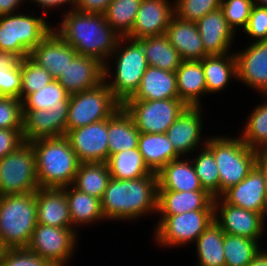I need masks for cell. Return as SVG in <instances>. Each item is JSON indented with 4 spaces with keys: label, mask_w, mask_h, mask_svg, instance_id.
Returning <instances> with one entry per match:
<instances>
[{
    "label": "cell",
    "mask_w": 267,
    "mask_h": 266,
    "mask_svg": "<svg viewBox=\"0 0 267 266\" xmlns=\"http://www.w3.org/2000/svg\"><path fill=\"white\" fill-rule=\"evenodd\" d=\"M193 154H196V156H193L190 159L201 186L214 198L219 197L220 177L213 153L204 146L203 148L196 150Z\"/></svg>",
    "instance_id": "obj_40"
},
{
    "label": "cell",
    "mask_w": 267,
    "mask_h": 266,
    "mask_svg": "<svg viewBox=\"0 0 267 266\" xmlns=\"http://www.w3.org/2000/svg\"><path fill=\"white\" fill-rule=\"evenodd\" d=\"M39 188L35 153L29 142L0 159V196L36 192Z\"/></svg>",
    "instance_id": "obj_10"
},
{
    "label": "cell",
    "mask_w": 267,
    "mask_h": 266,
    "mask_svg": "<svg viewBox=\"0 0 267 266\" xmlns=\"http://www.w3.org/2000/svg\"><path fill=\"white\" fill-rule=\"evenodd\" d=\"M78 240V233L73 228L37 224L27 249L49 264L67 266L76 252Z\"/></svg>",
    "instance_id": "obj_12"
},
{
    "label": "cell",
    "mask_w": 267,
    "mask_h": 266,
    "mask_svg": "<svg viewBox=\"0 0 267 266\" xmlns=\"http://www.w3.org/2000/svg\"><path fill=\"white\" fill-rule=\"evenodd\" d=\"M180 157L165 165L158 173V190H204L189 157Z\"/></svg>",
    "instance_id": "obj_28"
},
{
    "label": "cell",
    "mask_w": 267,
    "mask_h": 266,
    "mask_svg": "<svg viewBox=\"0 0 267 266\" xmlns=\"http://www.w3.org/2000/svg\"><path fill=\"white\" fill-rule=\"evenodd\" d=\"M57 81L70 95L89 90L104 81V64L95 57L77 55Z\"/></svg>",
    "instance_id": "obj_20"
},
{
    "label": "cell",
    "mask_w": 267,
    "mask_h": 266,
    "mask_svg": "<svg viewBox=\"0 0 267 266\" xmlns=\"http://www.w3.org/2000/svg\"><path fill=\"white\" fill-rule=\"evenodd\" d=\"M179 99L176 73L148 66L140 86L127 100H164Z\"/></svg>",
    "instance_id": "obj_27"
},
{
    "label": "cell",
    "mask_w": 267,
    "mask_h": 266,
    "mask_svg": "<svg viewBox=\"0 0 267 266\" xmlns=\"http://www.w3.org/2000/svg\"><path fill=\"white\" fill-rule=\"evenodd\" d=\"M250 42L267 40V8L254 4L246 27L243 30Z\"/></svg>",
    "instance_id": "obj_47"
},
{
    "label": "cell",
    "mask_w": 267,
    "mask_h": 266,
    "mask_svg": "<svg viewBox=\"0 0 267 266\" xmlns=\"http://www.w3.org/2000/svg\"><path fill=\"white\" fill-rule=\"evenodd\" d=\"M49 263L27 248L7 249L0 266H48Z\"/></svg>",
    "instance_id": "obj_48"
},
{
    "label": "cell",
    "mask_w": 267,
    "mask_h": 266,
    "mask_svg": "<svg viewBox=\"0 0 267 266\" xmlns=\"http://www.w3.org/2000/svg\"><path fill=\"white\" fill-rule=\"evenodd\" d=\"M7 247L3 244L2 238L0 237V260L3 258L4 254L7 251Z\"/></svg>",
    "instance_id": "obj_55"
},
{
    "label": "cell",
    "mask_w": 267,
    "mask_h": 266,
    "mask_svg": "<svg viewBox=\"0 0 267 266\" xmlns=\"http://www.w3.org/2000/svg\"><path fill=\"white\" fill-rule=\"evenodd\" d=\"M247 266H267V249L262 248Z\"/></svg>",
    "instance_id": "obj_54"
},
{
    "label": "cell",
    "mask_w": 267,
    "mask_h": 266,
    "mask_svg": "<svg viewBox=\"0 0 267 266\" xmlns=\"http://www.w3.org/2000/svg\"><path fill=\"white\" fill-rule=\"evenodd\" d=\"M175 73L179 100L188 107H203L201 96L207 88L201 61H182Z\"/></svg>",
    "instance_id": "obj_26"
},
{
    "label": "cell",
    "mask_w": 267,
    "mask_h": 266,
    "mask_svg": "<svg viewBox=\"0 0 267 266\" xmlns=\"http://www.w3.org/2000/svg\"><path fill=\"white\" fill-rule=\"evenodd\" d=\"M122 107L143 133H166L187 107L179 99L126 100Z\"/></svg>",
    "instance_id": "obj_11"
},
{
    "label": "cell",
    "mask_w": 267,
    "mask_h": 266,
    "mask_svg": "<svg viewBox=\"0 0 267 266\" xmlns=\"http://www.w3.org/2000/svg\"><path fill=\"white\" fill-rule=\"evenodd\" d=\"M27 0H0V16L20 12Z\"/></svg>",
    "instance_id": "obj_52"
},
{
    "label": "cell",
    "mask_w": 267,
    "mask_h": 266,
    "mask_svg": "<svg viewBox=\"0 0 267 266\" xmlns=\"http://www.w3.org/2000/svg\"><path fill=\"white\" fill-rule=\"evenodd\" d=\"M237 81L259 95L267 92V40L251 42L247 48L234 50Z\"/></svg>",
    "instance_id": "obj_16"
},
{
    "label": "cell",
    "mask_w": 267,
    "mask_h": 266,
    "mask_svg": "<svg viewBox=\"0 0 267 266\" xmlns=\"http://www.w3.org/2000/svg\"><path fill=\"white\" fill-rule=\"evenodd\" d=\"M109 156L138 148L140 131L123 107L107 119Z\"/></svg>",
    "instance_id": "obj_32"
},
{
    "label": "cell",
    "mask_w": 267,
    "mask_h": 266,
    "mask_svg": "<svg viewBox=\"0 0 267 266\" xmlns=\"http://www.w3.org/2000/svg\"><path fill=\"white\" fill-rule=\"evenodd\" d=\"M48 266H62V265H58V264H49Z\"/></svg>",
    "instance_id": "obj_57"
},
{
    "label": "cell",
    "mask_w": 267,
    "mask_h": 266,
    "mask_svg": "<svg viewBox=\"0 0 267 266\" xmlns=\"http://www.w3.org/2000/svg\"><path fill=\"white\" fill-rule=\"evenodd\" d=\"M69 105L41 110H22V130L25 142L66 135Z\"/></svg>",
    "instance_id": "obj_17"
},
{
    "label": "cell",
    "mask_w": 267,
    "mask_h": 266,
    "mask_svg": "<svg viewBox=\"0 0 267 266\" xmlns=\"http://www.w3.org/2000/svg\"><path fill=\"white\" fill-rule=\"evenodd\" d=\"M35 153L40 188H63L73 184L80 161L66 136L29 142Z\"/></svg>",
    "instance_id": "obj_4"
},
{
    "label": "cell",
    "mask_w": 267,
    "mask_h": 266,
    "mask_svg": "<svg viewBox=\"0 0 267 266\" xmlns=\"http://www.w3.org/2000/svg\"><path fill=\"white\" fill-rule=\"evenodd\" d=\"M69 97L68 91L54 79L42 89L27 95L22 100V110H48L50 107L69 105Z\"/></svg>",
    "instance_id": "obj_41"
},
{
    "label": "cell",
    "mask_w": 267,
    "mask_h": 266,
    "mask_svg": "<svg viewBox=\"0 0 267 266\" xmlns=\"http://www.w3.org/2000/svg\"><path fill=\"white\" fill-rule=\"evenodd\" d=\"M106 163L111 177L118 180H132L154 174L145 164L138 148L112 154Z\"/></svg>",
    "instance_id": "obj_36"
},
{
    "label": "cell",
    "mask_w": 267,
    "mask_h": 266,
    "mask_svg": "<svg viewBox=\"0 0 267 266\" xmlns=\"http://www.w3.org/2000/svg\"><path fill=\"white\" fill-rule=\"evenodd\" d=\"M202 108L187 106L166 132L174 150L181 157H188L189 154L206 145L207 138L202 137V128H204L202 126L204 109Z\"/></svg>",
    "instance_id": "obj_14"
},
{
    "label": "cell",
    "mask_w": 267,
    "mask_h": 266,
    "mask_svg": "<svg viewBox=\"0 0 267 266\" xmlns=\"http://www.w3.org/2000/svg\"><path fill=\"white\" fill-rule=\"evenodd\" d=\"M174 15V1L142 0L132 31L126 37L138 40L163 35Z\"/></svg>",
    "instance_id": "obj_18"
},
{
    "label": "cell",
    "mask_w": 267,
    "mask_h": 266,
    "mask_svg": "<svg viewBox=\"0 0 267 266\" xmlns=\"http://www.w3.org/2000/svg\"><path fill=\"white\" fill-rule=\"evenodd\" d=\"M77 55L54 29L29 53V57L45 68L55 80Z\"/></svg>",
    "instance_id": "obj_21"
},
{
    "label": "cell",
    "mask_w": 267,
    "mask_h": 266,
    "mask_svg": "<svg viewBox=\"0 0 267 266\" xmlns=\"http://www.w3.org/2000/svg\"><path fill=\"white\" fill-rule=\"evenodd\" d=\"M21 63L17 59L0 58V96L20 99Z\"/></svg>",
    "instance_id": "obj_43"
},
{
    "label": "cell",
    "mask_w": 267,
    "mask_h": 266,
    "mask_svg": "<svg viewBox=\"0 0 267 266\" xmlns=\"http://www.w3.org/2000/svg\"><path fill=\"white\" fill-rule=\"evenodd\" d=\"M62 189L66 193L72 228L77 233H81L78 232L82 228L81 225L83 227H87V225L90 227V224L93 226V224H98V222L105 220L101 210L100 199L83 193L72 185L63 187Z\"/></svg>",
    "instance_id": "obj_29"
},
{
    "label": "cell",
    "mask_w": 267,
    "mask_h": 266,
    "mask_svg": "<svg viewBox=\"0 0 267 266\" xmlns=\"http://www.w3.org/2000/svg\"><path fill=\"white\" fill-rule=\"evenodd\" d=\"M165 35L183 61H200L207 56L196 22L185 21L174 15Z\"/></svg>",
    "instance_id": "obj_24"
},
{
    "label": "cell",
    "mask_w": 267,
    "mask_h": 266,
    "mask_svg": "<svg viewBox=\"0 0 267 266\" xmlns=\"http://www.w3.org/2000/svg\"><path fill=\"white\" fill-rule=\"evenodd\" d=\"M200 61L204 70L207 95L219 93L229 86L232 79L237 80V61L234 52L206 56Z\"/></svg>",
    "instance_id": "obj_30"
},
{
    "label": "cell",
    "mask_w": 267,
    "mask_h": 266,
    "mask_svg": "<svg viewBox=\"0 0 267 266\" xmlns=\"http://www.w3.org/2000/svg\"><path fill=\"white\" fill-rule=\"evenodd\" d=\"M224 232L213 221L195 242L196 266H225L223 250Z\"/></svg>",
    "instance_id": "obj_34"
},
{
    "label": "cell",
    "mask_w": 267,
    "mask_h": 266,
    "mask_svg": "<svg viewBox=\"0 0 267 266\" xmlns=\"http://www.w3.org/2000/svg\"><path fill=\"white\" fill-rule=\"evenodd\" d=\"M142 0H112L104 13L106 22L126 37L134 26Z\"/></svg>",
    "instance_id": "obj_38"
},
{
    "label": "cell",
    "mask_w": 267,
    "mask_h": 266,
    "mask_svg": "<svg viewBox=\"0 0 267 266\" xmlns=\"http://www.w3.org/2000/svg\"><path fill=\"white\" fill-rule=\"evenodd\" d=\"M157 173L132 180H109L101 198L106 221H135L142 216L157 214Z\"/></svg>",
    "instance_id": "obj_1"
},
{
    "label": "cell",
    "mask_w": 267,
    "mask_h": 266,
    "mask_svg": "<svg viewBox=\"0 0 267 266\" xmlns=\"http://www.w3.org/2000/svg\"><path fill=\"white\" fill-rule=\"evenodd\" d=\"M138 150L147 167L158 173L165 165L181 156L174 150L166 133L140 132Z\"/></svg>",
    "instance_id": "obj_31"
},
{
    "label": "cell",
    "mask_w": 267,
    "mask_h": 266,
    "mask_svg": "<svg viewBox=\"0 0 267 266\" xmlns=\"http://www.w3.org/2000/svg\"><path fill=\"white\" fill-rule=\"evenodd\" d=\"M110 179L107 163H80L72 186L101 200Z\"/></svg>",
    "instance_id": "obj_35"
},
{
    "label": "cell",
    "mask_w": 267,
    "mask_h": 266,
    "mask_svg": "<svg viewBox=\"0 0 267 266\" xmlns=\"http://www.w3.org/2000/svg\"><path fill=\"white\" fill-rule=\"evenodd\" d=\"M19 62L21 63V101L54 80L45 68L35 63L29 56L19 59Z\"/></svg>",
    "instance_id": "obj_42"
},
{
    "label": "cell",
    "mask_w": 267,
    "mask_h": 266,
    "mask_svg": "<svg viewBox=\"0 0 267 266\" xmlns=\"http://www.w3.org/2000/svg\"><path fill=\"white\" fill-rule=\"evenodd\" d=\"M254 239L224 233L225 266H247L262 249Z\"/></svg>",
    "instance_id": "obj_39"
},
{
    "label": "cell",
    "mask_w": 267,
    "mask_h": 266,
    "mask_svg": "<svg viewBox=\"0 0 267 266\" xmlns=\"http://www.w3.org/2000/svg\"><path fill=\"white\" fill-rule=\"evenodd\" d=\"M221 197L229 204L260 213L267 212V196L263 173L255 165L237 185L226 190Z\"/></svg>",
    "instance_id": "obj_19"
},
{
    "label": "cell",
    "mask_w": 267,
    "mask_h": 266,
    "mask_svg": "<svg viewBox=\"0 0 267 266\" xmlns=\"http://www.w3.org/2000/svg\"><path fill=\"white\" fill-rule=\"evenodd\" d=\"M222 0H174L175 15L185 21L197 22L203 16L217 10Z\"/></svg>",
    "instance_id": "obj_44"
},
{
    "label": "cell",
    "mask_w": 267,
    "mask_h": 266,
    "mask_svg": "<svg viewBox=\"0 0 267 266\" xmlns=\"http://www.w3.org/2000/svg\"><path fill=\"white\" fill-rule=\"evenodd\" d=\"M154 226V242L161 248L194 244L214 221V210L188 211L177 215H159Z\"/></svg>",
    "instance_id": "obj_8"
},
{
    "label": "cell",
    "mask_w": 267,
    "mask_h": 266,
    "mask_svg": "<svg viewBox=\"0 0 267 266\" xmlns=\"http://www.w3.org/2000/svg\"><path fill=\"white\" fill-rule=\"evenodd\" d=\"M25 143L22 129H0V159Z\"/></svg>",
    "instance_id": "obj_49"
},
{
    "label": "cell",
    "mask_w": 267,
    "mask_h": 266,
    "mask_svg": "<svg viewBox=\"0 0 267 266\" xmlns=\"http://www.w3.org/2000/svg\"><path fill=\"white\" fill-rule=\"evenodd\" d=\"M54 31L78 55L95 57L104 65L120 39V35L106 22L104 14L81 13L76 10L62 14Z\"/></svg>",
    "instance_id": "obj_2"
},
{
    "label": "cell",
    "mask_w": 267,
    "mask_h": 266,
    "mask_svg": "<svg viewBox=\"0 0 267 266\" xmlns=\"http://www.w3.org/2000/svg\"><path fill=\"white\" fill-rule=\"evenodd\" d=\"M256 166L263 173L267 196V150H256Z\"/></svg>",
    "instance_id": "obj_53"
},
{
    "label": "cell",
    "mask_w": 267,
    "mask_h": 266,
    "mask_svg": "<svg viewBox=\"0 0 267 266\" xmlns=\"http://www.w3.org/2000/svg\"><path fill=\"white\" fill-rule=\"evenodd\" d=\"M22 101L0 96V129H22Z\"/></svg>",
    "instance_id": "obj_46"
},
{
    "label": "cell",
    "mask_w": 267,
    "mask_h": 266,
    "mask_svg": "<svg viewBox=\"0 0 267 266\" xmlns=\"http://www.w3.org/2000/svg\"><path fill=\"white\" fill-rule=\"evenodd\" d=\"M80 163L107 162L109 158L107 119L66 132Z\"/></svg>",
    "instance_id": "obj_15"
},
{
    "label": "cell",
    "mask_w": 267,
    "mask_h": 266,
    "mask_svg": "<svg viewBox=\"0 0 267 266\" xmlns=\"http://www.w3.org/2000/svg\"><path fill=\"white\" fill-rule=\"evenodd\" d=\"M214 221L224 233L260 242L266 228L265 218L257 212L227 203L221 196L214 198Z\"/></svg>",
    "instance_id": "obj_13"
},
{
    "label": "cell",
    "mask_w": 267,
    "mask_h": 266,
    "mask_svg": "<svg viewBox=\"0 0 267 266\" xmlns=\"http://www.w3.org/2000/svg\"><path fill=\"white\" fill-rule=\"evenodd\" d=\"M28 1L29 2L31 1V3H33L34 5H37L41 10L43 9L42 12L46 16L48 15L49 11L51 12V10L56 9L57 7L61 10L63 8L62 14L66 12V10L64 9L65 8L64 6L68 8L67 11L74 10L76 3H77V0H28Z\"/></svg>",
    "instance_id": "obj_51"
},
{
    "label": "cell",
    "mask_w": 267,
    "mask_h": 266,
    "mask_svg": "<svg viewBox=\"0 0 267 266\" xmlns=\"http://www.w3.org/2000/svg\"><path fill=\"white\" fill-rule=\"evenodd\" d=\"M112 0H77L75 9L81 13L104 14Z\"/></svg>",
    "instance_id": "obj_50"
},
{
    "label": "cell",
    "mask_w": 267,
    "mask_h": 266,
    "mask_svg": "<svg viewBox=\"0 0 267 266\" xmlns=\"http://www.w3.org/2000/svg\"><path fill=\"white\" fill-rule=\"evenodd\" d=\"M254 4V0H222L220 8L235 34L246 27Z\"/></svg>",
    "instance_id": "obj_45"
},
{
    "label": "cell",
    "mask_w": 267,
    "mask_h": 266,
    "mask_svg": "<svg viewBox=\"0 0 267 266\" xmlns=\"http://www.w3.org/2000/svg\"><path fill=\"white\" fill-rule=\"evenodd\" d=\"M121 107L105 81L89 90L72 94L69 97L66 132L108 119Z\"/></svg>",
    "instance_id": "obj_9"
},
{
    "label": "cell",
    "mask_w": 267,
    "mask_h": 266,
    "mask_svg": "<svg viewBox=\"0 0 267 266\" xmlns=\"http://www.w3.org/2000/svg\"><path fill=\"white\" fill-rule=\"evenodd\" d=\"M262 97L265 101L251 109L252 112L249 113L239 135L241 140L254 150H267V96L262 94Z\"/></svg>",
    "instance_id": "obj_37"
},
{
    "label": "cell",
    "mask_w": 267,
    "mask_h": 266,
    "mask_svg": "<svg viewBox=\"0 0 267 266\" xmlns=\"http://www.w3.org/2000/svg\"><path fill=\"white\" fill-rule=\"evenodd\" d=\"M214 197L206 190H158L157 216L177 215L188 211L214 210Z\"/></svg>",
    "instance_id": "obj_25"
},
{
    "label": "cell",
    "mask_w": 267,
    "mask_h": 266,
    "mask_svg": "<svg viewBox=\"0 0 267 266\" xmlns=\"http://www.w3.org/2000/svg\"><path fill=\"white\" fill-rule=\"evenodd\" d=\"M254 3L258 6L267 8V0H254Z\"/></svg>",
    "instance_id": "obj_56"
},
{
    "label": "cell",
    "mask_w": 267,
    "mask_h": 266,
    "mask_svg": "<svg viewBox=\"0 0 267 266\" xmlns=\"http://www.w3.org/2000/svg\"><path fill=\"white\" fill-rule=\"evenodd\" d=\"M37 224L36 192L0 196V237L8 249L27 248Z\"/></svg>",
    "instance_id": "obj_6"
},
{
    "label": "cell",
    "mask_w": 267,
    "mask_h": 266,
    "mask_svg": "<svg viewBox=\"0 0 267 266\" xmlns=\"http://www.w3.org/2000/svg\"><path fill=\"white\" fill-rule=\"evenodd\" d=\"M196 25L207 56L224 55L233 51L236 34L228 26L221 8L203 16Z\"/></svg>",
    "instance_id": "obj_22"
},
{
    "label": "cell",
    "mask_w": 267,
    "mask_h": 266,
    "mask_svg": "<svg viewBox=\"0 0 267 266\" xmlns=\"http://www.w3.org/2000/svg\"><path fill=\"white\" fill-rule=\"evenodd\" d=\"M205 146L213 153L217 163L220 196L241 182L256 165V150L249 148L240 137H207Z\"/></svg>",
    "instance_id": "obj_7"
},
{
    "label": "cell",
    "mask_w": 267,
    "mask_h": 266,
    "mask_svg": "<svg viewBox=\"0 0 267 266\" xmlns=\"http://www.w3.org/2000/svg\"><path fill=\"white\" fill-rule=\"evenodd\" d=\"M36 205L38 224L72 228L68 201L62 188H39L36 191Z\"/></svg>",
    "instance_id": "obj_23"
},
{
    "label": "cell",
    "mask_w": 267,
    "mask_h": 266,
    "mask_svg": "<svg viewBox=\"0 0 267 266\" xmlns=\"http://www.w3.org/2000/svg\"><path fill=\"white\" fill-rule=\"evenodd\" d=\"M138 41L144 49L148 66L175 72L183 61L165 34L144 37Z\"/></svg>",
    "instance_id": "obj_33"
},
{
    "label": "cell",
    "mask_w": 267,
    "mask_h": 266,
    "mask_svg": "<svg viewBox=\"0 0 267 266\" xmlns=\"http://www.w3.org/2000/svg\"><path fill=\"white\" fill-rule=\"evenodd\" d=\"M109 59L104 65V81L113 96L123 104L138 90L148 68L144 49L138 40L120 37ZM110 61L114 62L113 66Z\"/></svg>",
    "instance_id": "obj_3"
},
{
    "label": "cell",
    "mask_w": 267,
    "mask_h": 266,
    "mask_svg": "<svg viewBox=\"0 0 267 266\" xmlns=\"http://www.w3.org/2000/svg\"><path fill=\"white\" fill-rule=\"evenodd\" d=\"M17 12L0 16V58L23 59L52 31L47 16ZM32 14V15H31Z\"/></svg>",
    "instance_id": "obj_5"
}]
</instances>
